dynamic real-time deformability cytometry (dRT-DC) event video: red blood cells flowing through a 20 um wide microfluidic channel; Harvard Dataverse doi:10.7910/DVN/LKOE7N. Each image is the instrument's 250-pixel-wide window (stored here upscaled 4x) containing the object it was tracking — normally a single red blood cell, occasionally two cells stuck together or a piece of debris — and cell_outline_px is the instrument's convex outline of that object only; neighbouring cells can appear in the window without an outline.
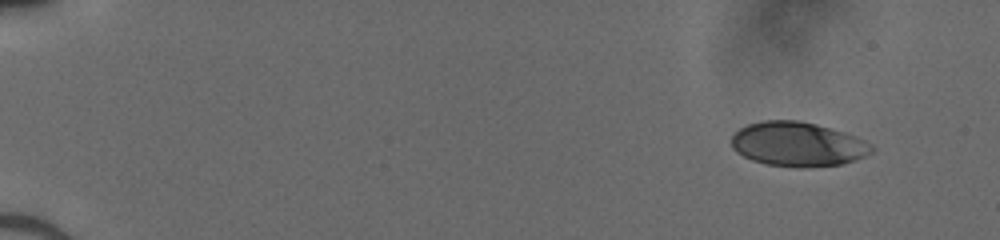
{"species": "human", "species_latin": "Homo sapiens", "temperature_condition": "cold", "stored_images_in_passage": 47, "camera_frame_rate_fps": 3000, "um_per_image_px": 0.085, "donor": {"sex": "male"}, "frame": {"image": 1, "passage_image": 1, "time_ms": 0.0, "image_size_px": [1000, 240], "cell_outline_px": [[876, 148], [872, 152], [856, 160], [844, 164], [768, 164], [752, 160], [736, 152], [732, 148], [732, 136], [740, 128], [748, 124], [764, 120], [800, 120], [816, 124], [844, 132], [856, 136], [872, 144]], "centroid_in_image_um": [67.83, 12.2], "position_along_channel_um": 17.2, "area_um2": 35.32}}
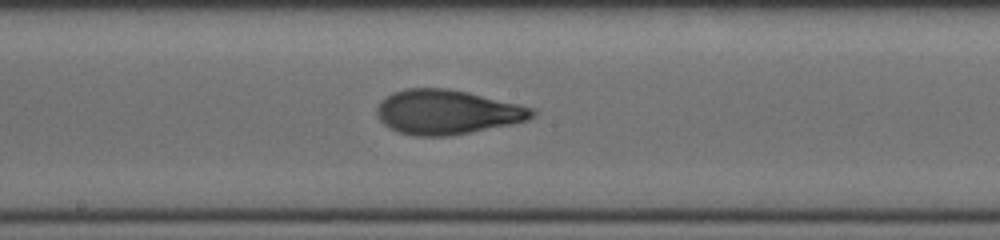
{"frame": {"image": 2, "passage_image": 26, "time_ms": 8.333, "image_size_px": [1000, 240], "cell_outline_px": [[536, 112], [528, 120], [448, 136], [416, 136], [400, 132], [388, 128], [376, 116], [376, 108], [388, 96], [396, 92], [408, 88], [448, 88], [468, 92], [532, 108]], "centroid_in_image_um": [37.95, 9.53], "position_along_channel_um": 210.2, "area_um2": 39.54}}
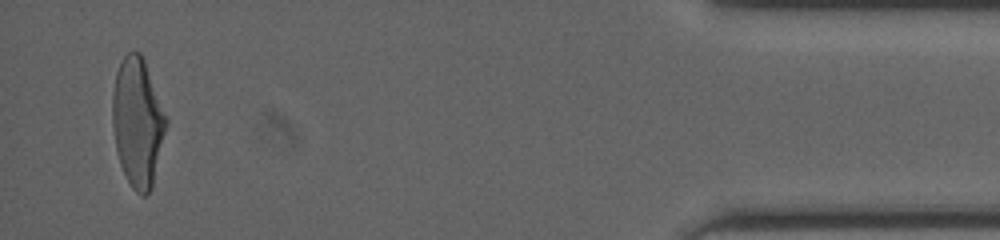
{"frame": {"image": 3, "passage_image": 46, "time_ms": 15.0, "image_size_px": [1000, 240], "cell_outline_px": [[168, 124], [152, 188], [144, 196], [140, 196], [132, 188], [120, 164], [116, 148], [112, 124], [112, 92], [116, 72], [124, 56], [128, 52], [140, 52], [144, 60], [168, 120]], "centroid_in_image_um": [11.7, 10.41], "position_along_channel_um": 423.5, "area_um2": 40.23}}